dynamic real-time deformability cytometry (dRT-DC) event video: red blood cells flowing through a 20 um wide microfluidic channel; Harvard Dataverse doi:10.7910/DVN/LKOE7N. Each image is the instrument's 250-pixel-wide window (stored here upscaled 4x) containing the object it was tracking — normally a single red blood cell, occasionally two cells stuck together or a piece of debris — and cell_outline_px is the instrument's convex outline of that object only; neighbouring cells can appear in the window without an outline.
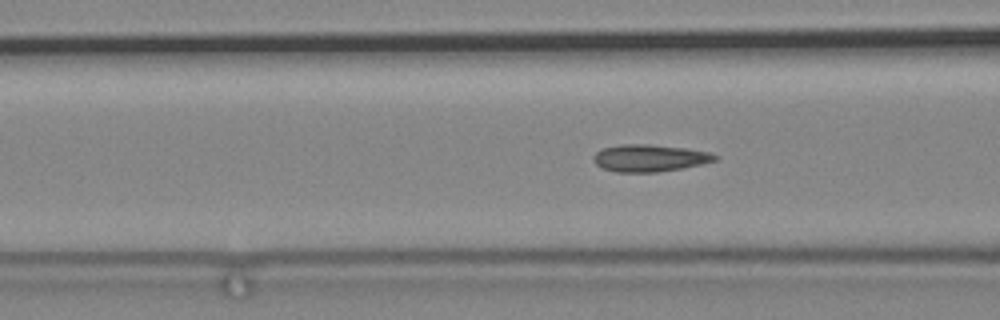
{"species": "common noctule bat (a hibernating species)", "species_latin": "Nyctalus noctula", "temperature_condition": "cold", "stored_images_in_passage": 85, "camera_frame_rate_fps": 3000, "um_per_image_px": 0.085, "animal": {"sex": "male", "body_mass_g": 19.2, "forearm_length_mm": 51.8}, "frame": {"image": 1, "passage_image": 44, "time_ms": 14.333, "image_size_px": [1000, 320], "cell_outline_px": [[720, 156], [716, 160], [684, 168], [656, 172], [616, 172], [600, 168], [592, 160], [592, 156], [600, 148], [620, 144], [648, 144], [688, 148], [712, 152]], "centroid_in_image_um": [55.2, 13.42], "position_along_channel_um": 111.4, "area_um2": 19.59}}
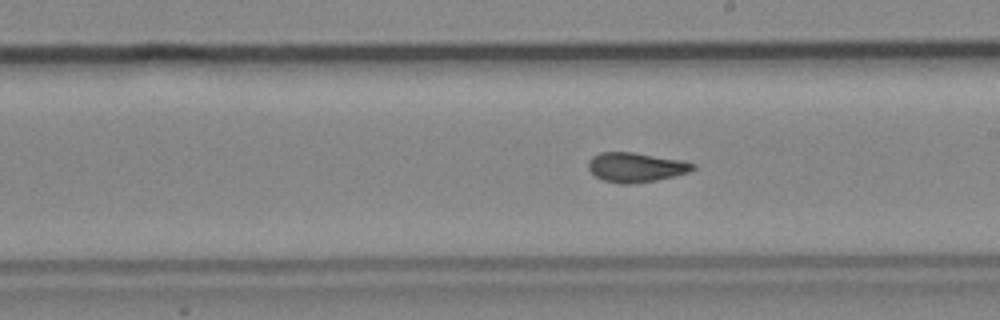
{"frame": {"image": 2, "passage_image": 56, "time_ms": 18.333, "image_size_px": [1000, 320], "cell_outline_px": [[696, 168], [688, 172], [656, 180], [628, 184], [620, 184], [604, 180], [596, 176], [588, 168], [588, 160], [592, 156], [600, 152], [632, 152], [684, 160], [696, 164]], "centroid_in_image_um": [54.05, 14.2], "position_along_channel_um": 235.0, "area_um2": 17.98}}
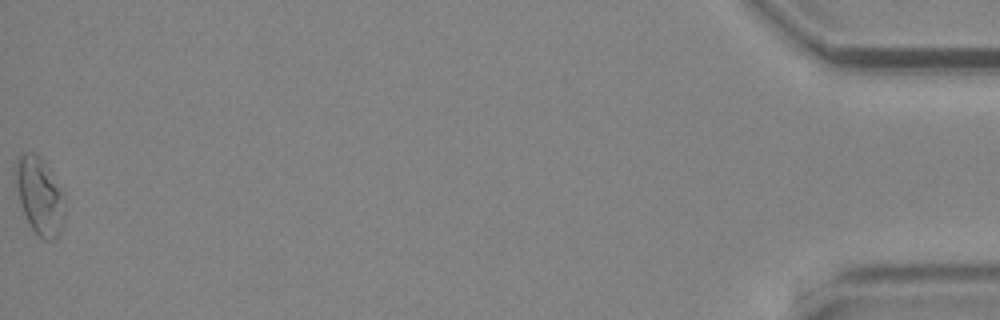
{"frame": {"image": 3, "passage_image": 85, "time_ms": 28.0, "image_size_px": [1000, 320], "cell_outline_px": [[64, 220], [60, 232], [52, 240], [44, 240], [32, 228], [20, 204], [12, 172], [12, 168], [16, 156], [24, 152], [36, 152], [44, 160], [64, 192]], "centroid_in_image_um": [3.33, 16.54], "position_along_channel_um": 431.9, "area_um2": 22.72}}